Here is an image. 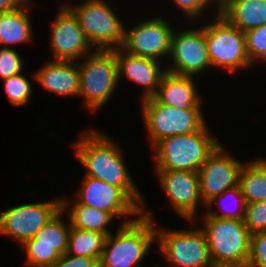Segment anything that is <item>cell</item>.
I'll return each instance as SVG.
<instances>
[{
    "label": "cell",
    "mask_w": 266,
    "mask_h": 267,
    "mask_svg": "<svg viewBox=\"0 0 266 267\" xmlns=\"http://www.w3.org/2000/svg\"><path fill=\"white\" fill-rule=\"evenodd\" d=\"M170 57L174 63L165 68L168 72L197 76L205 69L210 68L207 45L205 41V25L193 30H183L176 34L173 32L171 39Z\"/></svg>",
    "instance_id": "5bb4252c"
},
{
    "label": "cell",
    "mask_w": 266,
    "mask_h": 267,
    "mask_svg": "<svg viewBox=\"0 0 266 267\" xmlns=\"http://www.w3.org/2000/svg\"><path fill=\"white\" fill-rule=\"evenodd\" d=\"M156 241L163 258L172 267H211L206 235L201 228L168 230L156 228Z\"/></svg>",
    "instance_id": "9c48e42d"
},
{
    "label": "cell",
    "mask_w": 266,
    "mask_h": 267,
    "mask_svg": "<svg viewBox=\"0 0 266 267\" xmlns=\"http://www.w3.org/2000/svg\"><path fill=\"white\" fill-rule=\"evenodd\" d=\"M205 26V41L211 66L234 73L252 65L246 51L245 32L228 22L221 14Z\"/></svg>",
    "instance_id": "ba28073f"
},
{
    "label": "cell",
    "mask_w": 266,
    "mask_h": 267,
    "mask_svg": "<svg viewBox=\"0 0 266 267\" xmlns=\"http://www.w3.org/2000/svg\"><path fill=\"white\" fill-rule=\"evenodd\" d=\"M76 142L75 152L80 164L86 168L85 176L120 187L142 209L144 198L128 173L120 146L108 135L93 129L82 132Z\"/></svg>",
    "instance_id": "6da1fadb"
},
{
    "label": "cell",
    "mask_w": 266,
    "mask_h": 267,
    "mask_svg": "<svg viewBox=\"0 0 266 267\" xmlns=\"http://www.w3.org/2000/svg\"><path fill=\"white\" fill-rule=\"evenodd\" d=\"M10 2L15 8H26V9L31 8L30 7L31 4L27 0H10ZM28 2H29V5H28Z\"/></svg>",
    "instance_id": "e575fe53"
},
{
    "label": "cell",
    "mask_w": 266,
    "mask_h": 267,
    "mask_svg": "<svg viewBox=\"0 0 266 267\" xmlns=\"http://www.w3.org/2000/svg\"><path fill=\"white\" fill-rule=\"evenodd\" d=\"M242 32L266 24V0H228L219 11Z\"/></svg>",
    "instance_id": "44dd1931"
},
{
    "label": "cell",
    "mask_w": 266,
    "mask_h": 267,
    "mask_svg": "<svg viewBox=\"0 0 266 267\" xmlns=\"http://www.w3.org/2000/svg\"><path fill=\"white\" fill-rule=\"evenodd\" d=\"M32 25L26 8L0 13V44L9 45L33 40ZM8 45V46H7Z\"/></svg>",
    "instance_id": "7402d4cb"
},
{
    "label": "cell",
    "mask_w": 266,
    "mask_h": 267,
    "mask_svg": "<svg viewBox=\"0 0 266 267\" xmlns=\"http://www.w3.org/2000/svg\"><path fill=\"white\" fill-rule=\"evenodd\" d=\"M143 119L151 145L176 135L191 134L205 125L202 108H174L157 102L153 97L141 100Z\"/></svg>",
    "instance_id": "52a82bcc"
},
{
    "label": "cell",
    "mask_w": 266,
    "mask_h": 267,
    "mask_svg": "<svg viewBox=\"0 0 266 267\" xmlns=\"http://www.w3.org/2000/svg\"><path fill=\"white\" fill-rule=\"evenodd\" d=\"M66 6L78 19L79 26L89 43L97 49L121 48L125 27L114 10L103 0H84L79 5ZM114 12V13H113Z\"/></svg>",
    "instance_id": "8992f818"
},
{
    "label": "cell",
    "mask_w": 266,
    "mask_h": 267,
    "mask_svg": "<svg viewBox=\"0 0 266 267\" xmlns=\"http://www.w3.org/2000/svg\"><path fill=\"white\" fill-rule=\"evenodd\" d=\"M0 50V77L2 80L10 76L22 73L23 59L18 52L10 47H3Z\"/></svg>",
    "instance_id": "f546056e"
},
{
    "label": "cell",
    "mask_w": 266,
    "mask_h": 267,
    "mask_svg": "<svg viewBox=\"0 0 266 267\" xmlns=\"http://www.w3.org/2000/svg\"><path fill=\"white\" fill-rule=\"evenodd\" d=\"M211 267H247V266H240V265H216V264H213Z\"/></svg>",
    "instance_id": "8d00e7d4"
},
{
    "label": "cell",
    "mask_w": 266,
    "mask_h": 267,
    "mask_svg": "<svg viewBox=\"0 0 266 267\" xmlns=\"http://www.w3.org/2000/svg\"><path fill=\"white\" fill-rule=\"evenodd\" d=\"M69 203V200H62V210L44 225L34 238L27 239L21 244L26 251L27 266L51 267L67 252L71 224L70 220L66 224L61 217L67 206H70Z\"/></svg>",
    "instance_id": "30bf717a"
},
{
    "label": "cell",
    "mask_w": 266,
    "mask_h": 267,
    "mask_svg": "<svg viewBox=\"0 0 266 267\" xmlns=\"http://www.w3.org/2000/svg\"><path fill=\"white\" fill-rule=\"evenodd\" d=\"M51 267H99V261L90 257L65 253Z\"/></svg>",
    "instance_id": "d6a6232c"
},
{
    "label": "cell",
    "mask_w": 266,
    "mask_h": 267,
    "mask_svg": "<svg viewBox=\"0 0 266 267\" xmlns=\"http://www.w3.org/2000/svg\"><path fill=\"white\" fill-rule=\"evenodd\" d=\"M213 2H215L217 4V13H219L220 8L228 1V0H212Z\"/></svg>",
    "instance_id": "d590c367"
},
{
    "label": "cell",
    "mask_w": 266,
    "mask_h": 267,
    "mask_svg": "<svg viewBox=\"0 0 266 267\" xmlns=\"http://www.w3.org/2000/svg\"><path fill=\"white\" fill-rule=\"evenodd\" d=\"M226 195H227V197H228V195H229V197H234L235 199H238V201H239V208L240 209H238V211L236 210V209H234V210H228L227 208H226V205H225V203L223 204V208L221 209V213H217V212H212V211H208L207 213H205V215H207V216H213V217H218V218H225V219H244V216H245V206H246V202H245V200H244V196H243V194H242V192H241V189H240V187L239 186H236V187H234V188H231V189H229V190H226V191H224L222 194H220L219 196H216V197H214L207 205H206V207L208 208V207H211V206H213V204L218 200V202H219V200L221 201H224V199H226ZM231 195V196H230ZM231 198V199H232ZM229 200V199H228ZM221 201V202H222ZM225 202V201H224ZM237 202V201H236ZM227 204V203H226ZM224 205H225V207H224ZM226 210H225V209ZM224 209V210H223ZM231 209H233V208H231Z\"/></svg>",
    "instance_id": "83f0119b"
},
{
    "label": "cell",
    "mask_w": 266,
    "mask_h": 267,
    "mask_svg": "<svg viewBox=\"0 0 266 267\" xmlns=\"http://www.w3.org/2000/svg\"><path fill=\"white\" fill-rule=\"evenodd\" d=\"M14 8L10 0H0V13L11 11Z\"/></svg>",
    "instance_id": "836d02e7"
},
{
    "label": "cell",
    "mask_w": 266,
    "mask_h": 267,
    "mask_svg": "<svg viewBox=\"0 0 266 267\" xmlns=\"http://www.w3.org/2000/svg\"><path fill=\"white\" fill-rule=\"evenodd\" d=\"M203 228L213 264L248 266L251 234L244 219L204 215Z\"/></svg>",
    "instance_id": "277c9868"
},
{
    "label": "cell",
    "mask_w": 266,
    "mask_h": 267,
    "mask_svg": "<svg viewBox=\"0 0 266 267\" xmlns=\"http://www.w3.org/2000/svg\"><path fill=\"white\" fill-rule=\"evenodd\" d=\"M60 210L62 199L38 203L20 204L0 214V235H7L19 245L46 225Z\"/></svg>",
    "instance_id": "8fae6325"
},
{
    "label": "cell",
    "mask_w": 266,
    "mask_h": 267,
    "mask_svg": "<svg viewBox=\"0 0 266 267\" xmlns=\"http://www.w3.org/2000/svg\"><path fill=\"white\" fill-rule=\"evenodd\" d=\"M33 75L47 91L60 96H79V69L75 61L50 59Z\"/></svg>",
    "instance_id": "d6986e66"
},
{
    "label": "cell",
    "mask_w": 266,
    "mask_h": 267,
    "mask_svg": "<svg viewBox=\"0 0 266 267\" xmlns=\"http://www.w3.org/2000/svg\"><path fill=\"white\" fill-rule=\"evenodd\" d=\"M208 130L205 125L197 132L170 136L157 142L153 146L155 170L198 172L221 144Z\"/></svg>",
    "instance_id": "3957f363"
},
{
    "label": "cell",
    "mask_w": 266,
    "mask_h": 267,
    "mask_svg": "<svg viewBox=\"0 0 266 267\" xmlns=\"http://www.w3.org/2000/svg\"><path fill=\"white\" fill-rule=\"evenodd\" d=\"M107 235L96 231L70 228L67 254L100 260Z\"/></svg>",
    "instance_id": "cb8c5ba5"
},
{
    "label": "cell",
    "mask_w": 266,
    "mask_h": 267,
    "mask_svg": "<svg viewBox=\"0 0 266 267\" xmlns=\"http://www.w3.org/2000/svg\"><path fill=\"white\" fill-rule=\"evenodd\" d=\"M245 38L250 63L254 64L259 59L266 62V24L247 30Z\"/></svg>",
    "instance_id": "4316f807"
},
{
    "label": "cell",
    "mask_w": 266,
    "mask_h": 267,
    "mask_svg": "<svg viewBox=\"0 0 266 267\" xmlns=\"http://www.w3.org/2000/svg\"><path fill=\"white\" fill-rule=\"evenodd\" d=\"M7 98L14 106L30 103L32 88L29 80L22 73L3 80Z\"/></svg>",
    "instance_id": "484cf974"
},
{
    "label": "cell",
    "mask_w": 266,
    "mask_h": 267,
    "mask_svg": "<svg viewBox=\"0 0 266 267\" xmlns=\"http://www.w3.org/2000/svg\"><path fill=\"white\" fill-rule=\"evenodd\" d=\"M57 14L50 32V50L55 56L53 60L77 62L79 58L91 54L93 46L85 37L73 12L65 4Z\"/></svg>",
    "instance_id": "9a60e30c"
},
{
    "label": "cell",
    "mask_w": 266,
    "mask_h": 267,
    "mask_svg": "<svg viewBox=\"0 0 266 267\" xmlns=\"http://www.w3.org/2000/svg\"><path fill=\"white\" fill-rule=\"evenodd\" d=\"M69 210L68 219L71 227L83 230L96 231L102 234H112L107 226L115 218L111 213L82 205L78 202Z\"/></svg>",
    "instance_id": "d4e9b609"
},
{
    "label": "cell",
    "mask_w": 266,
    "mask_h": 267,
    "mask_svg": "<svg viewBox=\"0 0 266 267\" xmlns=\"http://www.w3.org/2000/svg\"><path fill=\"white\" fill-rule=\"evenodd\" d=\"M84 177L77 193L78 203L109 212L119 218L142 214V209L120 187L90 176Z\"/></svg>",
    "instance_id": "2e32d148"
},
{
    "label": "cell",
    "mask_w": 266,
    "mask_h": 267,
    "mask_svg": "<svg viewBox=\"0 0 266 267\" xmlns=\"http://www.w3.org/2000/svg\"><path fill=\"white\" fill-rule=\"evenodd\" d=\"M244 222L251 235L266 232V200L246 203Z\"/></svg>",
    "instance_id": "f1b7e54d"
},
{
    "label": "cell",
    "mask_w": 266,
    "mask_h": 267,
    "mask_svg": "<svg viewBox=\"0 0 266 267\" xmlns=\"http://www.w3.org/2000/svg\"><path fill=\"white\" fill-rule=\"evenodd\" d=\"M118 65V80L125 77L143 87L142 99L153 97L167 70L160 69L159 62L126 53L121 48L112 49ZM123 75V76H122Z\"/></svg>",
    "instance_id": "ac0fdd59"
},
{
    "label": "cell",
    "mask_w": 266,
    "mask_h": 267,
    "mask_svg": "<svg viewBox=\"0 0 266 267\" xmlns=\"http://www.w3.org/2000/svg\"><path fill=\"white\" fill-rule=\"evenodd\" d=\"M243 165L220 144L198 170L201 204L206 206L214 197L239 186Z\"/></svg>",
    "instance_id": "4fadbf2b"
},
{
    "label": "cell",
    "mask_w": 266,
    "mask_h": 267,
    "mask_svg": "<svg viewBox=\"0 0 266 267\" xmlns=\"http://www.w3.org/2000/svg\"><path fill=\"white\" fill-rule=\"evenodd\" d=\"M180 11L187 16L186 18H197L214 3L212 0H172ZM209 5V6H208Z\"/></svg>",
    "instance_id": "1f68e13d"
},
{
    "label": "cell",
    "mask_w": 266,
    "mask_h": 267,
    "mask_svg": "<svg viewBox=\"0 0 266 267\" xmlns=\"http://www.w3.org/2000/svg\"><path fill=\"white\" fill-rule=\"evenodd\" d=\"M247 267H266V232L251 235L250 258Z\"/></svg>",
    "instance_id": "4dcf8cb0"
},
{
    "label": "cell",
    "mask_w": 266,
    "mask_h": 267,
    "mask_svg": "<svg viewBox=\"0 0 266 267\" xmlns=\"http://www.w3.org/2000/svg\"><path fill=\"white\" fill-rule=\"evenodd\" d=\"M78 64L80 91L84 106L95 113L104 106L118 86V65L113 50L94 49Z\"/></svg>",
    "instance_id": "5b68a950"
},
{
    "label": "cell",
    "mask_w": 266,
    "mask_h": 267,
    "mask_svg": "<svg viewBox=\"0 0 266 267\" xmlns=\"http://www.w3.org/2000/svg\"><path fill=\"white\" fill-rule=\"evenodd\" d=\"M173 29L165 18H153L141 21L135 27L124 32L121 49L126 53L159 61L169 56Z\"/></svg>",
    "instance_id": "7c38bea8"
},
{
    "label": "cell",
    "mask_w": 266,
    "mask_h": 267,
    "mask_svg": "<svg viewBox=\"0 0 266 267\" xmlns=\"http://www.w3.org/2000/svg\"><path fill=\"white\" fill-rule=\"evenodd\" d=\"M173 209L182 218L195 221L200 202V180L198 172L177 170H154Z\"/></svg>",
    "instance_id": "e0dca14e"
},
{
    "label": "cell",
    "mask_w": 266,
    "mask_h": 267,
    "mask_svg": "<svg viewBox=\"0 0 266 267\" xmlns=\"http://www.w3.org/2000/svg\"><path fill=\"white\" fill-rule=\"evenodd\" d=\"M194 76L166 72L153 98L164 105L174 108H201L200 97L196 90Z\"/></svg>",
    "instance_id": "ffe728a7"
},
{
    "label": "cell",
    "mask_w": 266,
    "mask_h": 267,
    "mask_svg": "<svg viewBox=\"0 0 266 267\" xmlns=\"http://www.w3.org/2000/svg\"><path fill=\"white\" fill-rule=\"evenodd\" d=\"M137 218L126 220L115 235L106 237L99 267H138L156 241L155 223L151 214L144 212ZM115 236V237H114Z\"/></svg>",
    "instance_id": "7a4b0ae2"
},
{
    "label": "cell",
    "mask_w": 266,
    "mask_h": 267,
    "mask_svg": "<svg viewBox=\"0 0 266 267\" xmlns=\"http://www.w3.org/2000/svg\"><path fill=\"white\" fill-rule=\"evenodd\" d=\"M239 187L246 203L266 200V159L256 158L243 165Z\"/></svg>",
    "instance_id": "603a6c76"
}]
</instances>
